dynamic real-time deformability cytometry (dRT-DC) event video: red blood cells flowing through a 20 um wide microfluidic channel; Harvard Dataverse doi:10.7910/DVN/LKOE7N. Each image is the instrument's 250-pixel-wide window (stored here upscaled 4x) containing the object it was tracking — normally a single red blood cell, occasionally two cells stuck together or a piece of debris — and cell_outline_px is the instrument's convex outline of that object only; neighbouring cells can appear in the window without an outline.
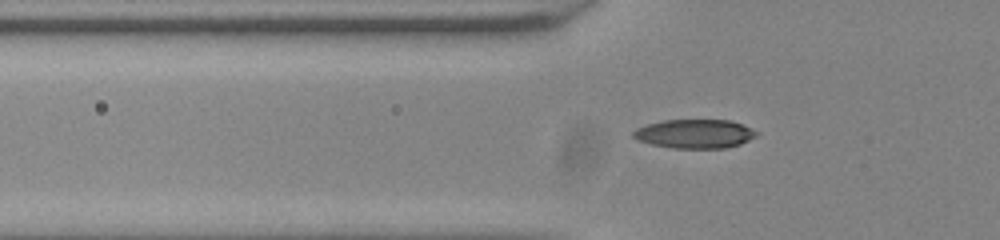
{"species": "common noctule bat (a hibernating species)", "species_latin": "Nyctalus noctula", "temperature_condition": "room temperature", "stored_images_in_passage": 41, "camera_frame_rate_fps": 3000, "um_per_image_px": 0.085, "animal": {"sex": "male", "body_mass_g": 20.0, "forearm_length_mm": 53.3}, "frame": {"image": 1, "passage_image": 9, "time_ms": 2.667, "image_size_px": [1000, 240], "cell_outline_px": [[760, 132], [756, 136], [740, 144], [724, 148], [672, 148], [652, 144], [636, 140], [632, 136], [632, 132], [636, 128], [648, 124], [664, 120], [728, 120], [740, 124]], "centroid_in_image_um": [59.02, 11.37], "position_along_channel_um": 66.8, "area_um2": 20.69}}
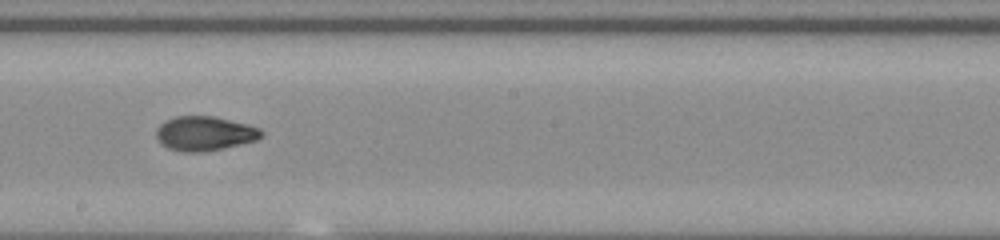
{"frame": {"image": 2, "passage_image": 22, "time_ms": 7.0, "image_size_px": [1000, 240], "cell_outline_px": [[264, 136], [256, 140], [240, 144], [204, 152], [180, 152], [168, 148], [160, 144], [156, 140], [156, 128], [164, 120], [176, 116], [212, 116], [248, 124], [260, 128], [264, 132]], "centroid_in_image_um": [17.36, 11.35], "position_along_channel_um": 230.8, "area_um2": 21.33}}
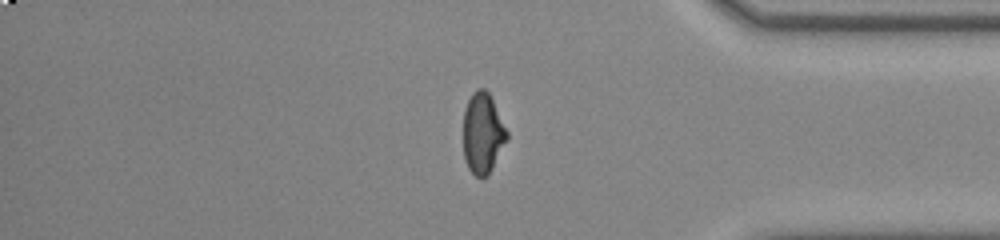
{"frame": {"image": 3, "passage_image": 36, "time_ms": 11.667, "image_size_px": [1000, 240], "cell_outline_px": [[508, 140], [488, 176], [480, 180], [468, 168], [464, 156], [464, 108], [472, 92], [476, 88], [484, 88], [488, 92], [508, 132]], "centroid_in_image_um": [41.04, 11.35], "position_along_channel_um": 394.2, "area_um2": 20.63}}